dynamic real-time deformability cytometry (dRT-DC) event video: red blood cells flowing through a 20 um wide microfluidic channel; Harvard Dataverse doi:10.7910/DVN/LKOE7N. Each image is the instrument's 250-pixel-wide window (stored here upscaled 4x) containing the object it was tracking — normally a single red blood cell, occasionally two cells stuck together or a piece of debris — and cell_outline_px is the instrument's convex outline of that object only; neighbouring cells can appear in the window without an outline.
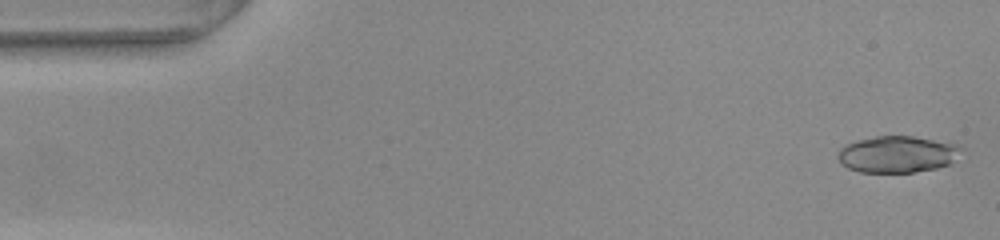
{"species": "common noctule bat (a hibernating species)", "species_latin": "Nyctalus noctula", "temperature_condition": "warm", "stored_images_in_passage": 52, "camera_frame_rate_fps": 3000, "um_per_image_px": 0.085, "animal": {"sex": "female", "body_mass_g": 22.0, "forearm_length_mm": 56.7}, "frame": {"image": 1, "passage_image": 1, "time_ms": 0.0, "image_size_px": [1000, 240], "cell_outline_px": [[964, 148], [948, 164], [936, 168], [912, 172], [860, 172], [848, 168], [840, 164], [836, 156], [840, 148], [844, 144], [856, 140], [876, 136], [912, 136], [956, 144]], "centroid_in_image_um": [76.2, 13.11], "position_along_channel_um": 8.8, "area_um2": 26.3}}
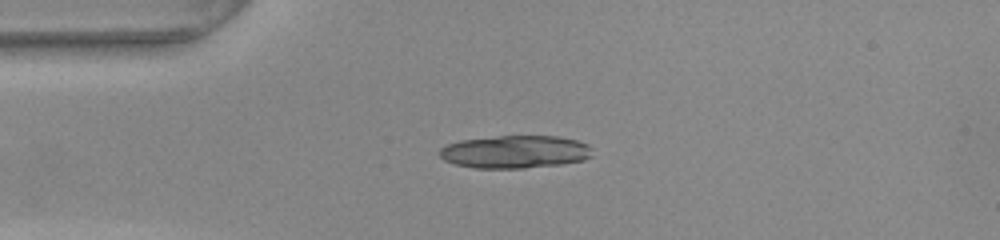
{"frame": {"image": 2, "passage_image": 12, "time_ms": 3.667, "image_size_px": [1000, 240], "cell_outline_px": [[592, 156], [584, 160], [560, 164], [524, 168], [472, 168], [456, 164], [444, 160], [440, 156], [440, 148], [444, 144], [460, 140], [500, 136], [560, 136], [576, 140], [588, 144]], "centroid_in_image_um": [43.76, 12.9], "position_along_channel_um": 41.2, "area_um2": 29.25}, "authors_computed_cell_mechanics": {"area_um2": 27.2238, "velocity_mm_per_s": 3.8382, "shape_relaxation_time_tau1_ms": 2.8211, "shape_relaxation_time_tau2_ms": 1.5016, "deformation_change_tau1": 0.3749, "deformation_change_tau2": 0.073}}